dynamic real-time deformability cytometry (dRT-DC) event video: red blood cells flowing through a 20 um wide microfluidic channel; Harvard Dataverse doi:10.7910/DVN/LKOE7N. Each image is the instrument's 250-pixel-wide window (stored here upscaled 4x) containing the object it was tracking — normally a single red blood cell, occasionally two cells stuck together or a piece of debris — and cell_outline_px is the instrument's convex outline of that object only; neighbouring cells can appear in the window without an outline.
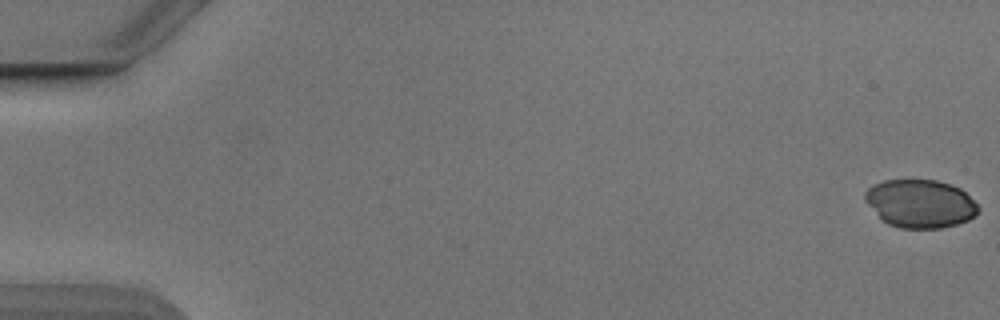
{"species": "Egyptian fruit bat (a non-hibernating species)", "species_latin": "Rousettus aegyptiacus", "temperature_condition": "cold", "stored_images_in_passage": 18, "camera_frame_rate_fps": 3000, "um_per_image_px": 0.085, "animal": {"sex": "male"}, "frame": {"image": 1, "passage_image": 1, "time_ms": 0.0, "image_size_px": [1000, 320], "cell_outline_px": [[980, 208], [976, 216], [968, 220], [956, 224], [940, 228], [900, 228], [888, 224], [864, 200], [864, 192], [868, 188], [884, 180], [936, 180], [960, 188]], "centroid_in_image_um": [78.23, 17.31], "position_along_channel_um": 6.8, "area_um2": 31.44}}